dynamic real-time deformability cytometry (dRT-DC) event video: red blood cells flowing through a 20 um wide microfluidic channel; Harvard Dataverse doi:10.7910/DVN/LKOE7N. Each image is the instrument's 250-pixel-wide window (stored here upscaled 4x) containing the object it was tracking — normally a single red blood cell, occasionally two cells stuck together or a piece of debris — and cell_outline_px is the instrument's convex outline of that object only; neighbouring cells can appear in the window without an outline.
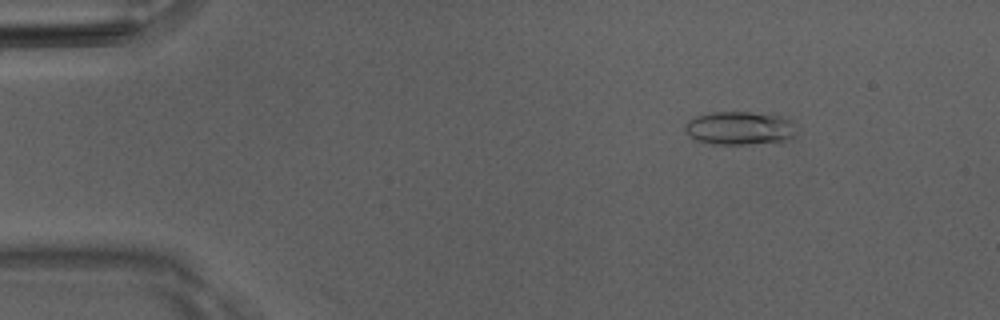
{"species": "Egyptian fruit bat (a non-hibernating species)", "species_latin": "Rousettus aegyptiacus", "temperature_condition": "room temperature", "stored_images_in_passage": 8, "camera_frame_rate_fps": 3000, "um_per_image_px": 0.085, "animal": {"sex": "male"}, "frame": {"image": 1, "passage_image": 7, "time_ms": 2.0, "image_size_px": [1000, 320], "cell_outline_px": [[796, 136], [792, 140], [744, 144], [712, 144], [696, 140], [688, 136], [684, 132], [684, 124], [688, 120], [696, 116], [712, 112], [748, 112], [780, 116], [788, 120]], "centroid_in_image_um": [62.78, 10.9], "position_along_channel_um": 22.2, "area_um2": 21.56}}